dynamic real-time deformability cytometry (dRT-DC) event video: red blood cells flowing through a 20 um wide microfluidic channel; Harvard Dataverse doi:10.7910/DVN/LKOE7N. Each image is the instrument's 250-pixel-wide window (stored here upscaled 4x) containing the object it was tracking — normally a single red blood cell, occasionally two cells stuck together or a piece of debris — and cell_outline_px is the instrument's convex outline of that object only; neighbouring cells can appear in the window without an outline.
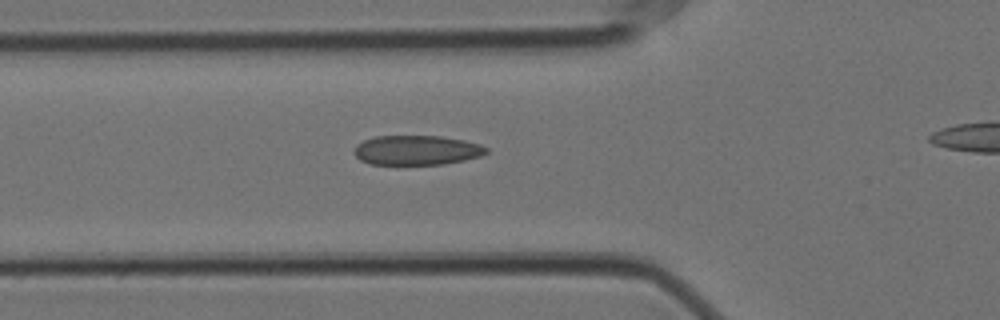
{"species": "Egyptian fruit bat (a non-hibernating species)", "species_latin": "Rousettus aegyptiacus", "temperature_condition": "cold", "stored_images_in_passage": 16, "camera_frame_rate_fps": 3000, "um_per_image_px": 0.085, "animal": {"sex": "female"}, "frame": {"image": 1, "passage_image": 16, "time_ms": 5.0, "image_size_px": [1000, 320], "cell_outline_px": [[488, 152], [480, 156], [464, 160], [444, 164], [372, 164], [360, 160], [352, 152], [356, 144], [364, 140], [376, 136], [440, 136], [464, 140], [480, 144], [488, 148]], "centroid_in_image_um": [35.41, 12.76], "position_along_channel_um": 90.4, "area_um2": 22.83}}